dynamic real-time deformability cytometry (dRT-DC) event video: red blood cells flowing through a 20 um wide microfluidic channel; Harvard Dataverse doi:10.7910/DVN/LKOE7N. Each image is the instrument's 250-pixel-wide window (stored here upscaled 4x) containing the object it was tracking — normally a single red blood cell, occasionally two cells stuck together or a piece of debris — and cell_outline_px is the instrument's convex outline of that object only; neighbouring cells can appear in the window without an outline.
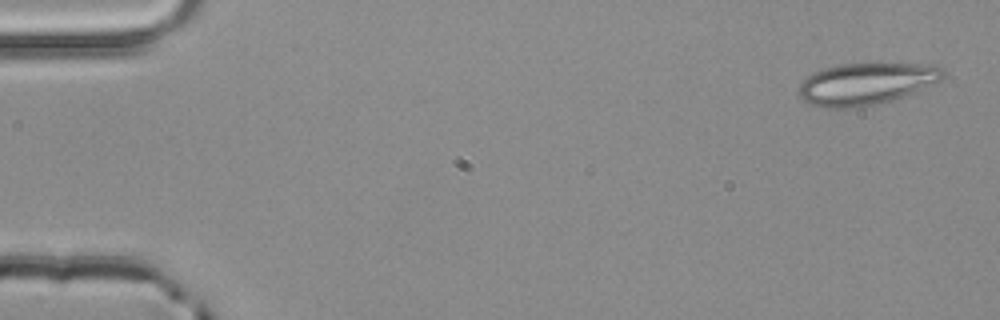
{"species": "common noctule bat (a hibernating species)", "species_latin": "Nyctalus noctula", "temperature_condition": "room temperature", "stored_images_in_passage": 4, "camera_frame_rate_fps": 3000, "um_per_image_px": 0.085, "animal": {"sex": "male", "body_mass_g": 20.4}, "frame": {"image": 1, "passage_image": 1, "time_ms": 0.0, "image_size_px": [1000, 320], "cell_outline_px": [[944, 76], [940, 80], [900, 96], [864, 108], [824, 108], [808, 104], [800, 96], [800, 84], [812, 72], [824, 68], [840, 64], [936, 64], [944, 68]], "centroid_in_image_um": [73.58, 7.12], "position_along_channel_um": 11.4, "area_um2": 34.8}}